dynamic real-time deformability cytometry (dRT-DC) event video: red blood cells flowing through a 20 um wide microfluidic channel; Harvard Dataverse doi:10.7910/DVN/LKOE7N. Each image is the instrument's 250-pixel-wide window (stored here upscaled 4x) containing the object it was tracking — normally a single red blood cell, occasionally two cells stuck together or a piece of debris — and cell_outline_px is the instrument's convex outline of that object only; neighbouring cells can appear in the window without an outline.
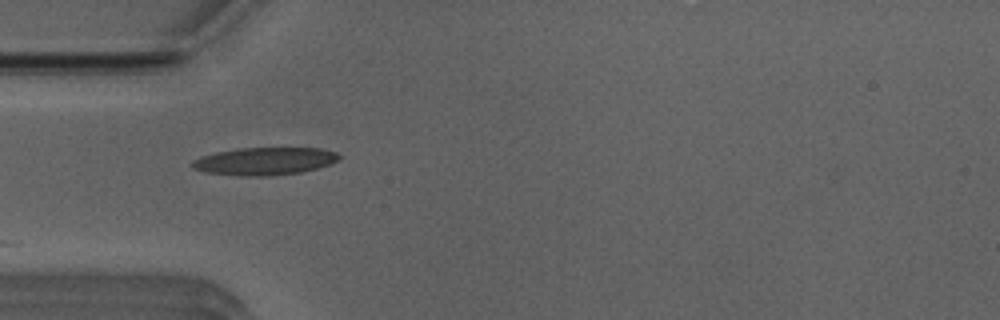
{"species": "Egyptian fruit bat (a non-hibernating species)", "species_latin": "Rousettus aegyptiacus", "temperature_condition": "room temperature", "stored_images_in_passage": 29, "camera_frame_rate_fps": 3000, "um_per_image_px": 0.085, "animal": {"sex": "male"}, "frame": {"image": 1, "passage_image": 1, "time_ms": 0.0, "image_size_px": [1000, 320], "cell_outline_px": [[340, 156], [336, 160], [328, 164], [316, 168], [300, 172], [264, 176], [244, 176], [204, 172], [192, 168], [192, 160], [200, 156], [216, 152], [240, 148], [320, 148], [336, 152]], "centroid_in_image_um": [22.43, 13.69], "position_along_channel_um": 62.6, "area_um2": 23.41}}
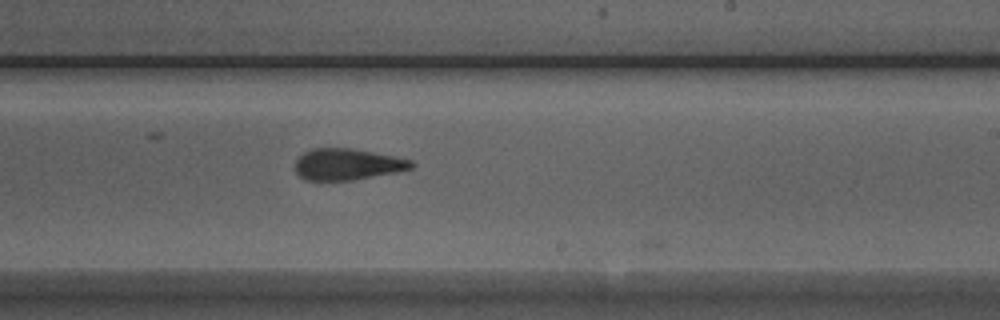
{"frame": {"image": 2, "passage_image": 16, "time_ms": 5.0, "image_size_px": [1000, 320], "cell_outline_px": [[416, 164], [412, 168], [396, 172], [352, 180], [304, 180], [296, 172], [296, 160], [304, 152], [312, 148], [352, 148], [396, 156], [412, 160]], "centroid_in_image_um": [29.55, 13.96], "position_along_channel_um": 259.5, "area_um2": 21.27}}
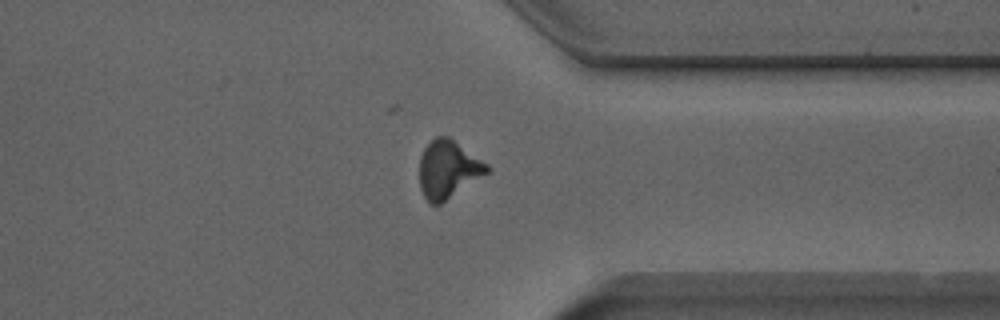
{"frame": {"image": 3, "passage_image": 25, "time_ms": 8.0, "image_size_px": [1000, 320], "cell_outline_px": [[492, 168], [488, 172], [440, 204], [432, 204], [424, 196], [420, 188], [420, 156], [424, 148], [436, 136], [448, 136], [488, 164]], "centroid_in_image_um": [38.08, 14.38], "position_along_channel_um": 373.3, "area_um2": 22.37}, "authors_computed_cell_mechanics": {"area_um2": 22.3686, "velocity_mm_per_s": 3.9571, "shape_relaxation_time_tau1_ms": 8.4783, "shape_relaxation_time_tau2_ms": 2.422, "deformation_change_tau1": 0.234, "deformation_change_tau2": 0.1221}}